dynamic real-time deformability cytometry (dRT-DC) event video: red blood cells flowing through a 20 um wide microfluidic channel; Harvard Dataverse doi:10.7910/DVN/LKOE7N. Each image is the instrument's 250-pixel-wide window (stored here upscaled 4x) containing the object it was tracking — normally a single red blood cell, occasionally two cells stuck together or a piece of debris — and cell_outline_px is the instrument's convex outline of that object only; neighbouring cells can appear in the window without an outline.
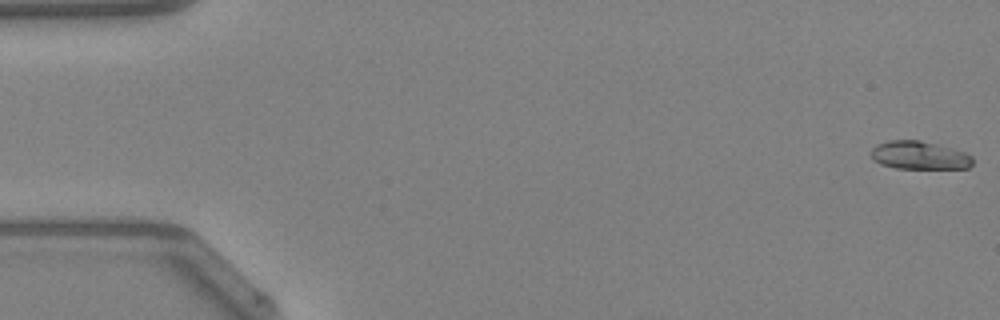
{"species": "Egyptian fruit bat (a non-hibernating species)", "species_latin": "Rousettus aegyptiacus", "temperature_condition": "warm", "stored_images_in_passage": 48, "camera_frame_rate_fps": 3000, "um_per_image_px": 0.085, "animal": {"sex": "female"}, "frame": {"image": 1, "passage_image": 1, "time_ms": 0.0, "image_size_px": [1000, 320], "cell_outline_px": [[972, 164], [968, 168], [896, 168], [880, 164], [872, 160], [872, 148], [876, 144], [888, 140], [920, 140], [952, 148], [964, 152], [972, 156]], "centroid_in_image_um": [78.12, 13.19], "position_along_channel_um": 6.9, "area_um2": 16.65}}
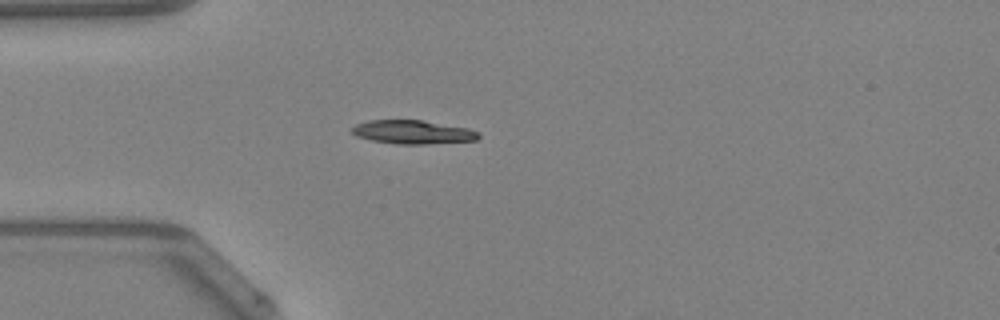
{"frame": {"image": 2, "passage_image": 14, "time_ms": 4.333, "image_size_px": [1000, 320], "cell_outline_px": [[480, 136], [476, 140], [424, 144], [396, 144], [372, 140], [356, 136], [352, 132], [352, 128], [356, 124], [368, 120], [420, 120], [468, 128], [480, 132]], "centroid_in_image_um": [35.09, 11.22], "position_along_channel_um": 49.9, "area_um2": 17.34}}
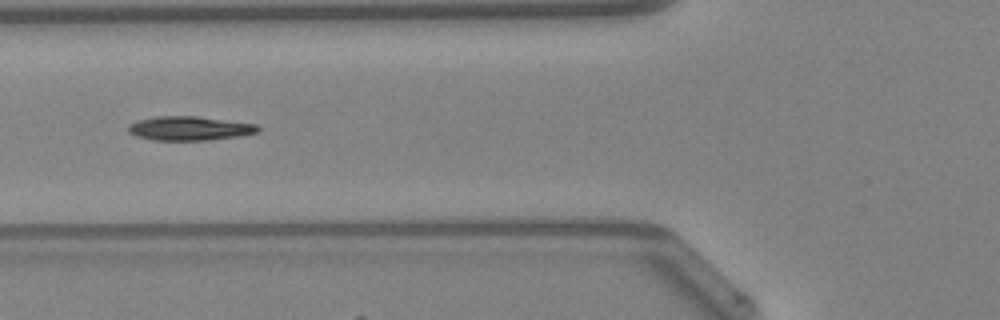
{"frame": {"image": 3, "passage_image": 19, "time_ms": 6.0, "image_size_px": [1000, 320], "cell_outline_px": [[260, 128], [256, 132], [244, 136], [208, 140], [152, 140], [136, 136], [128, 132], [128, 124], [136, 120], [156, 116], [196, 116], [256, 124]], "centroid_in_image_um": [16.08, 10.91], "position_along_channel_um": 109.7, "area_um2": 18.32}, "authors_computed_cell_mechanics": {"area_um2": 17.1955, "velocity_mm_per_s": 4.267, "shape_relaxation_time_tau1_ms": 4.9361, "shape_relaxation_time_tau2_ms": null, "deformation_change_tau1": 0.2141, "deformation_change_tau2": null}}